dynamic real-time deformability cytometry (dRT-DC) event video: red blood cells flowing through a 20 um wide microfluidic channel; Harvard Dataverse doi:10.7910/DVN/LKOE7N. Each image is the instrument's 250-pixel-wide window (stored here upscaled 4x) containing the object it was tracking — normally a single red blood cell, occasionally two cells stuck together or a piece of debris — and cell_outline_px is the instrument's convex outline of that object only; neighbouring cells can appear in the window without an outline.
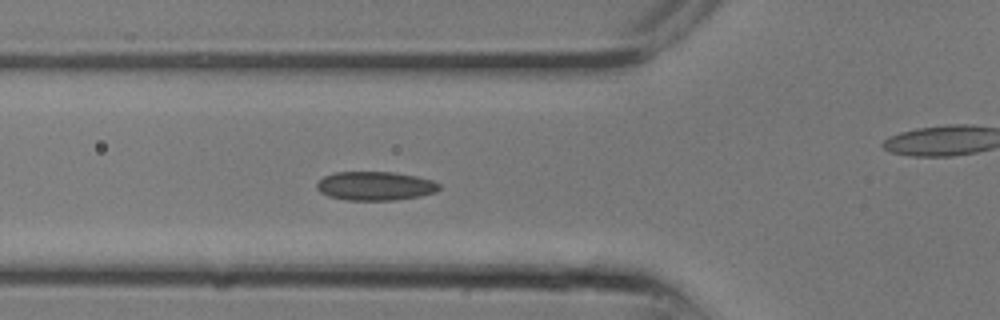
{"species": "common noctule bat (a hibernating species)", "species_latin": "Nyctalus noctula", "temperature_condition": "room temperature", "stored_images_in_passage": 9, "camera_frame_rate_fps": 3000, "um_per_image_px": 0.085, "animal": {"sex": "male", "body_mass_g": 13.3}, "frame": {"image": 1, "passage_image": 8, "time_ms": 2.333, "image_size_px": [1000, 320], "cell_outline_px": [[440, 188], [436, 192], [420, 196], [396, 200], [344, 200], [328, 196], [320, 192], [316, 188], [316, 184], [324, 176], [332, 172], [396, 172], [416, 176], [432, 180], [440, 184]], "centroid_in_image_um": [31.88, 15.8], "position_along_channel_um": 93.9, "area_um2": 20.75}}